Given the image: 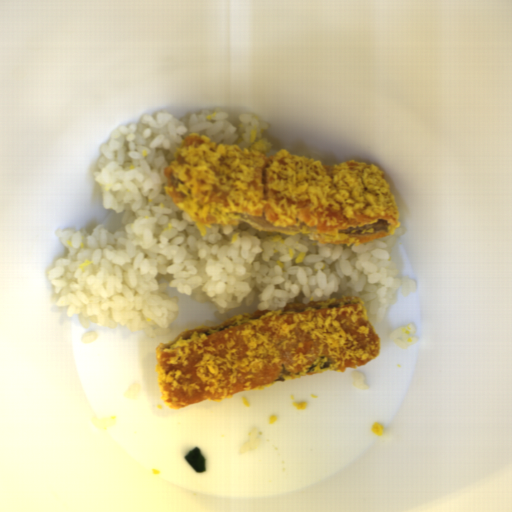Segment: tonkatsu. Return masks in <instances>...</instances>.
<instances>
[{
	"instance_id": "obj_1",
	"label": "tonkatsu",
	"mask_w": 512,
	"mask_h": 512,
	"mask_svg": "<svg viewBox=\"0 0 512 512\" xmlns=\"http://www.w3.org/2000/svg\"><path fill=\"white\" fill-rule=\"evenodd\" d=\"M248 148L189 133L163 167L165 193L201 235L213 225L246 222L261 232L304 233L320 244L359 246L393 235L401 222L384 172L373 163L323 164L289 150L266 155L273 143Z\"/></svg>"
},
{
	"instance_id": "obj_2",
	"label": "tonkatsu",
	"mask_w": 512,
	"mask_h": 512,
	"mask_svg": "<svg viewBox=\"0 0 512 512\" xmlns=\"http://www.w3.org/2000/svg\"><path fill=\"white\" fill-rule=\"evenodd\" d=\"M380 352L361 298L288 303L186 328L155 349L162 402L180 409L318 372L362 366Z\"/></svg>"
}]
</instances>
